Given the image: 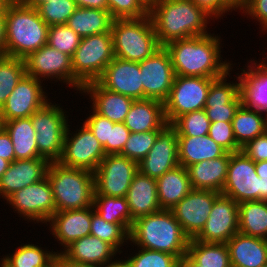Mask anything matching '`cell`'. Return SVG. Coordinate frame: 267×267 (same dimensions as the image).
I'll return each instance as SVG.
<instances>
[{"instance_id": "816d5d0a", "label": "cell", "mask_w": 267, "mask_h": 267, "mask_svg": "<svg viewBox=\"0 0 267 267\" xmlns=\"http://www.w3.org/2000/svg\"><path fill=\"white\" fill-rule=\"evenodd\" d=\"M130 134L131 132L124 123H114V126H110L109 155L120 154Z\"/></svg>"}, {"instance_id": "f5cc1de1", "label": "cell", "mask_w": 267, "mask_h": 267, "mask_svg": "<svg viewBox=\"0 0 267 267\" xmlns=\"http://www.w3.org/2000/svg\"><path fill=\"white\" fill-rule=\"evenodd\" d=\"M241 151L254 162L267 161V131L250 140Z\"/></svg>"}, {"instance_id": "5b68a950", "label": "cell", "mask_w": 267, "mask_h": 267, "mask_svg": "<svg viewBox=\"0 0 267 267\" xmlns=\"http://www.w3.org/2000/svg\"><path fill=\"white\" fill-rule=\"evenodd\" d=\"M46 176L52 188L56 212L93 206L95 194L93 172L50 162Z\"/></svg>"}, {"instance_id": "8d00e7d4", "label": "cell", "mask_w": 267, "mask_h": 267, "mask_svg": "<svg viewBox=\"0 0 267 267\" xmlns=\"http://www.w3.org/2000/svg\"><path fill=\"white\" fill-rule=\"evenodd\" d=\"M93 207L105 221L120 224L130 233L134 221L126 197L94 195Z\"/></svg>"}, {"instance_id": "c3c4849f", "label": "cell", "mask_w": 267, "mask_h": 267, "mask_svg": "<svg viewBox=\"0 0 267 267\" xmlns=\"http://www.w3.org/2000/svg\"><path fill=\"white\" fill-rule=\"evenodd\" d=\"M208 135L227 152L242 150L235 140L232 122H211Z\"/></svg>"}, {"instance_id": "a7ac6f4b", "label": "cell", "mask_w": 267, "mask_h": 267, "mask_svg": "<svg viewBox=\"0 0 267 267\" xmlns=\"http://www.w3.org/2000/svg\"><path fill=\"white\" fill-rule=\"evenodd\" d=\"M10 164H11L10 161L0 158V179L3 176V174L7 171V169L9 168Z\"/></svg>"}, {"instance_id": "9a60e30c", "label": "cell", "mask_w": 267, "mask_h": 267, "mask_svg": "<svg viewBox=\"0 0 267 267\" xmlns=\"http://www.w3.org/2000/svg\"><path fill=\"white\" fill-rule=\"evenodd\" d=\"M143 85V99L164 102L170 93L175 78L169 52L162 46L152 56L139 62Z\"/></svg>"}, {"instance_id": "680465c9", "label": "cell", "mask_w": 267, "mask_h": 267, "mask_svg": "<svg viewBox=\"0 0 267 267\" xmlns=\"http://www.w3.org/2000/svg\"><path fill=\"white\" fill-rule=\"evenodd\" d=\"M60 258L63 261L64 267H102V266L93 265V264H85V263H77V262L68 261L61 253H60Z\"/></svg>"}, {"instance_id": "30bf717a", "label": "cell", "mask_w": 267, "mask_h": 267, "mask_svg": "<svg viewBox=\"0 0 267 267\" xmlns=\"http://www.w3.org/2000/svg\"><path fill=\"white\" fill-rule=\"evenodd\" d=\"M24 63L28 76L41 81L46 79L53 81L55 79V83L59 80L60 83L63 82L79 93L83 87L73 75L71 56L52 48L49 44H45L40 49L30 53L24 58Z\"/></svg>"}, {"instance_id": "44dd1931", "label": "cell", "mask_w": 267, "mask_h": 267, "mask_svg": "<svg viewBox=\"0 0 267 267\" xmlns=\"http://www.w3.org/2000/svg\"><path fill=\"white\" fill-rule=\"evenodd\" d=\"M97 81L107 90L134 100L143 99V85L138 62L114 57Z\"/></svg>"}, {"instance_id": "be15d7a7", "label": "cell", "mask_w": 267, "mask_h": 267, "mask_svg": "<svg viewBox=\"0 0 267 267\" xmlns=\"http://www.w3.org/2000/svg\"><path fill=\"white\" fill-rule=\"evenodd\" d=\"M236 10H241L249 3L250 0H227Z\"/></svg>"}, {"instance_id": "8fae6325", "label": "cell", "mask_w": 267, "mask_h": 267, "mask_svg": "<svg viewBox=\"0 0 267 267\" xmlns=\"http://www.w3.org/2000/svg\"><path fill=\"white\" fill-rule=\"evenodd\" d=\"M6 202L13 211L28 222L48 225V220L55 214L53 192L47 176L34 184L26 186L12 195ZM36 221V222H35Z\"/></svg>"}, {"instance_id": "e0dca14e", "label": "cell", "mask_w": 267, "mask_h": 267, "mask_svg": "<svg viewBox=\"0 0 267 267\" xmlns=\"http://www.w3.org/2000/svg\"><path fill=\"white\" fill-rule=\"evenodd\" d=\"M238 232V203L234 199L220 194L212 205L203 229L194 240L204 243H227Z\"/></svg>"}, {"instance_id": "f6af8a7d", "label": "cell", "mask_w": 267, "mask_h": 267, "mask_svg": "<svg viewBox=\"0 0 267 267\" xmlns=\"http://www.w3.org/2000/svg\"><path fill=\"white\" fill-rule=\"evenodd\" d=\"M160 132L161 131H147L131 133L119 155L139 163L151 150Z\"/></svg>"}, {"instance_id": "52a82bcc", "label": "cell", "mask_w": 267, "mask_h": 267, "mask_svg": "<svg viewBox=\"0 0 267 267\" xmlns=\"http://www.w3.org/2000/svg\"><path fill=\"white\" fill-rule=\"evenodd\" d=\"M60 106L49 101L31 116L36 131L38 154L49 162H58L60 159L66 130L70 123L67 118L69 116L66 115L67 110Z\"/></svg>"}, {"instance_id": "74e56055", "label": "cell", "mask_w": 267, "mask_h": 267, "mask_svg": "<svg viewBox=\"0 0 267 267\" xmlns=\"http://www.w3.org/2000/svg\"><path fill=\"white\" fill-rule=\"evenodd\" d=\"M187 254L198 267H232L226 243H204L190 239Z\"/></svg>"}, {"instance_id": "003e7915", "label": "cell", "mask_w": 267, "mask_h": 267, "mask_svg": "<svg viewBox=\"0 0 267 267\" xmlns=\"http://www.w3.org/2000/svg\"><path fill=\"white\" fill-rule=\"evenodd\" d=\"M48 1L49 0H25L23 4L37 9L41 4L47 3Z\"/></svg>"}, {"instance_id": "e7e4bbea", "label": "cell", "mask_w": 267, "mask_h": 267, "mask_svg": "<svg viewBox=\"0 0 267 267\" xmlns=\"http://www.w3.org/2000/svg\"><path fill=\"white\" fill-rule=\"evenodd\" d=\"M44 267H64L63 261L60 258V253H58L48 264Z\"/></svg>"}, {"instance_id": "4fadbf2b", "label": "cell", "mask_w": 267, "mask_h": 267, "mask_svg": "<svg viewBox=\"0 0 267 267\" xmlns=\"http://www.w3.org/2000/svg\"><path fill=\"white\" fill-rule=\"evenodd\" d=\"M138 172V163L127 157L106 155L93 172L95 194L125 197L134 175Z\"/></svg>"}, {"instance_id": "60d3db41", "label": "cell", "mask_w": 267, "mask_h": 267, "mask_svg": "<svg viewBox=\"0 0 267 267\" xmlns=\"http://www.w3.org/2000/svg\"><path fill=\"white\" fill-rule=\"evenodd\" d=\"M90 235L111 244L120 254L124 243L129 242V233L120 225L105 221L91 206ZM122 247V248H120Z\"/></svg>"}, {"instance_id": "b9f144b4", "label": "cell", "mask_w": 267, "mask_h": 267, "mask_svg": "<svg viewBox=\"0 0 267 267\" xmlns=\"http://www.w3.org/2000/svg\"><path fill=\"white\" fill-rule=\"evenodd\" d=\"M210 123L205 110L200 109L177 117L170 125L178 137H199L209 133Z\"/></svg>"}, {"instance_id": "ffe728a7", "label": "cell", "mask_w": 267, "mask_h": 267, "mask_svg": "<svg viewBox=\"0 0 267 267\" xmlns=\"http://www.w3.org/2000/svg\"><path fill=\"white\" fill-rule=\"evenodd\" d=\"M178 165V134L168 124L158 134L148 154L138 163V171L150 178L158 179Z\"/></svg>"}, {"instance_id": "ee69618b", "label": "cell", "mask_w": 267, "mask_h": 267, "mask_svg": "<svg viewBox=\"0 0 267 267\" xmlns=\"http://www.w3.org/2000/svg\"><path fill=\"white\" fill-rule=\"evenodd\" d=\"M77 9L74 0H49L41 4L37 11L48 26L66 24Z\"/></svg>"}, {"instance_id": "9f6ffc18", "label": "cell", "mask_w": 267, "mask_h": 267, "mask_svg": "<svg viewBox=\"0 0 267 267\" xmlns=\"http://www.w3.org/2000/svg\"><path fill=\"white\" fill-rule=\"evenodd\" d=\"M77 7L107 9V0H74Z\"/></svg>"}, {"instance_id": "d4e9b609", "label": "cell", "mask_w": 267, "mask_h": 267, "mask_svg": "<svg viewBox=\"0 0 267 267\" xmlns=\"http://www.w3.org/2000/svg\"><path fill=\"white\" fill-rule=\"evenodd\" d=\"M81 94L89 95L90 106L98 114L114 123H123L134 99L105 89L98 81L83 85ZM93 101V102H92Z\"/></svg>"}, {"instance_id": "d6986e66", "label": "cell", "mask_w": 267, "mask_h": 267, "mask_svg": "<svg viewBox=\"0 0 267 267\" xmlns=\"http://www.w3.org/2000/svg\"><path fill=\"white\" fill-rule=\"evenodd\" d=\"M232 69L233 67L211 82L204 108L210 122H232L236 110L242 104L239 73H236L238 83L237 81L226 82Z\"/></svg>"}, {"instance_id": "34e18365", "label": "cell", "mask_w": 267, "mask_h": 267, "mask_svg": "<svg viewBox=\"0 0 267 267\" xmlns=\"http://www.w3.org/2000/svg\"><path fill=\"white\" fill-rule=\"evenodd\" d=\"M3 128V123H2V119H1V116H0V130Z\"/></svg>"}, {"instance_id": "d6a6232c", "label": "cell", "mask_w": 267, "mask_h": 267, "mask_svg": "<svg viewBox=\"0 0 267 267\" xmlns=\"http://www.w3.org/2000/svg\"><path fill=\"white\" fill-rule=\"evenodd\" d=\"M3 128L12 140L15 160L42 158L38 154L36 131L33 128L31 117L5 121Z\"/></svg>"}, {"instance_id": "f35d334b", "label": "cell", "mask_w": 267, "mask_h": 267, "mask_svg": "<svg viewBox=\"0 0 267 267\" xmlns=\"http://www.w3.org/2000/svg\"><path fill=\"white\" fill-rule=\"evenodd\" d=\"M59 251H49V249H43L36 244H23L20 245L15 252L10 255L3 256V260L10 267H44L48 264Z\"/></svg>"}, {"instance_id": "7dc6e473", "label": "cell", "mask_w": 267, "mask_h": 267, "mask_svg": "<svg viewBox=\"0 0 267 267\" xmlns=\"http://www.w3.org/2000/svg\"><path fill=\"white\" fill-rule=\"evenodd\" d=\"M107 10L114 19L142 18L149 9L140 0H107Z\"/></svg>"}, {"instance_id": "7a4b0ae2", "label": "cell", "mask_w": 267, "mask_h": 267, "mask_svg": "<svg viewBox=\"0 0 267 267\" xmlns=\"http://www.w3.org/2000/svg\"><path fill=\"white\" fill-rule=\"evenodd\" d=\"M149 16L161 46L178 39L207 35V24L212 21L191 0H157L149 9Z\"/></svg>"}, {"instance_id": "f1b7e54d", "label": "cell", "mask_w": 267, "mask_h": 267, "mask_svg": "<svg viewBox=\"0 0 267 267\" xmlns=\"http://www.w3.org/2000/svg\"><path fill=\"white\" fill-rule=\"evenodd\" d=\"M232 267H261L267 263V240L236 233L226 243Z\"/></svg>"}, {"instance_id": "3957f363", "label": "cell", "mask_w": 267, "mask_h": 267, "mask_svg": "<svg viewBox=\"0 0 267 267\" xmlns=\"http://www.w3.org/2000/svg\"><path fill=\"white\" fill-rule=\"evenodd\" d=\"M130 245L148 250L167 252L179 260L187 253L190 238L183 231L171 210L161 209L133 222L129 233Z\"/></svg>"}, {"instance_id": "91938a15", "label": "cell", "mask_w": 267, "mask_h": 267, "mask_svg": "<svg viewBox=\"0 0 267 267\" xmlns=\"http://www.w3.org/2000/svg\"><path fill=\"white\" fill-rule=\"evenodd\" d=\"M255 170L259 177L267 178V161L255 162Z\"/></svg>"}, {"instance_id": "6da1fadb", "label": "cell", "mask_w": 267, "mask_h": 267, "mask_svg": "<svg viewBox=\"0 0 267 267\" xmlns=\"http://www.w3.org/2000/svg\"><path fill=\"white\" fill-rule=\"evenodd\" d=\"M209 34L178 39L164 47L169 52L175 75L218 78L232 68L221 55V38ZM222 59V60H221Z\"/></svg>"}, {"instance_id": "ba28073f", "label": "cell", "mask_w": 267, "mask_h": 267, "mask_svg": "<svg viewBox=\"0 0 267 267\" xmlns=\"http://www.w3.org/2000/svg\"><path fill=\"white\" fill-rule=\"evenodd\" d=\"M71 59L73 75L82 85L97 81L114 59L111 32L81 38Z\"/></svg>"}, {"instance_id": "753ad0ef", "label": "cell", "mask_w": 267, "mask_h": 267, "mask_svg": "<svg viewBox=\"0 0 267 267\" xmlns=\"http://www.w3.org/2000/svg\"><path fill=\"white\" fill-rule=\"evenodd\" d=\"M0 267H10V266L1 258Z\"/></svg>"}, {"instance_id": "83f0119b", "label": "cell", "mask_w": 267, "mask_h": 267, "mask_svg": "<svg viewBox=\"0 0 267 267\" xmlns=\"http://www.w3.org/2000/svg\"><path fill=\"white\" fill-rule=\"evenodd\" d=\"M125 197L133 221L161 210L156 179L143 175L139 171L134 175Z\"/></svg>"}, {"instance_id": "5bb4252c", "label": "cell", "mask_w": 267, "mask_h": 267, "mask_svg": "<svg viewBox=\"0 0 267 267\" xmlns=\"http://www.w3.org/2000/svg\"><path fill=\"white\" fill-rule=\"evenodd\" d=\"M221 194L234 199L238 204L260 200V177L256 174L255 162L242 151L230 154L227 178Z\"/></svg>"}, {"instance_id": "4dcf8cb0", "label": "cell", "mask_w": 267, "mask_h": 267, "mask_svg": "<svg viewBox=\"0 0 267 267\" xmlns=\"http://www.w3.org/2000/svg\"><path fill=\"white\" fill-rule=\"evenodd\" d=\"M157 195L161 209L170 210L191 190L187 168L178 165L156 179Z\"/></svg>"}, {"instance_id": "cb8c5ba5", "label": "cell", "mask_w": 267, "mask_h": 267, "mask_svg": "<svg viewBox=\"0 0 267 267\" xmlns=\"http://www.w3.org/2000/svg\"><path fill=\"white\" fill-rule=\"evenodd\" d=\"M50 234L64 249L72 242L90 235L91 229V206L55 212L48 220Z\"/></svg>"}, {"instance_id": "8c879c8a", "label": "cell", "mask_w": 267, "mask_h": 267, "mask_svg": "<svg viewBox=\"0 0 267 267\" xmlns=\"http://www.w3.org/2000/svg\"><path fill=\"white\" fill-rule=\"evenodd\" d=\"M8 4L9 3H23L25 0H5Z\"/></svg>"}, {"instance_id": "ab89813d", "label": "cell", "mask_w": 267, "mask_h": 267, "mask_svg": "<svg viewBox=\"0 0 267 267\" xmlns=\"http://www.w3.org/2000/svg\"><path fill=\"white\" fill-rule=\"evenodd\" d=\"M25 74L24 59L0 54V109Z\"/></svg>"}, {"instance_id": "836d02e7", "label": "cell", "mask_w": 267, "mask_h": 267, "mask_svg": "<svg viewBox=\"0 0 267 267\" xmlns=\"http://www.w3.org/2000/svg\"><path fill=\"white\" fill-rule=\"evenodd\" d=\"M113 20L107 9L77 7L66 25L83 38L110 32Z\"/></svg>"}, {"instance_id": "4316f807", "label": "cell", "mask_w": 267, "mask_h": 267, "mask_svg": "<svg viewBox=\"0 0 267 267\" xmlns=\"http://www.w3.org/2000/svg\"><path fill=\"white\" fill-rule=\"evenodd\" d=\"M123 123L131 133L162 131L168 125L164 102L155 99L134 100Z\"/></svg>"}, {"instance_id": "6f0895ef", "label": "cell", "mask_w": 267, "mask_h": 267, "mask_svg": "<svg viewBox=\"0 0 267 267\" xmlns=\"http://www.w3.org/2000/svg\"><path fill=\"white\" fill-rule=\"evenodd\" d=\"M0 54L5 55V11H0Z\"/></svg>"}, {"instance_id": "2644e50d", "label": "cell", "mask_w": 267, "mask_h": 267, "mask_svg": "<svg viewBox=\"0 0 267 267\" xmlns=\"http://www.w3.org/2000/svg\"><path fill=\"white\" fill-rule=\"evenodd\" d=\"M8 3L5 0H0V11H5V7Z\"/></svg>"}, {"instance_id": "681fc988", "label": "cell", "mask_w": 267, "mask_h": 267, "mask_svg": "<svg viewBox=\"0 0 267 267\" xmlns=\"http://www.w3.org/2000/svg\"><path fill=\"white\" fill-rule=\"evenodd\" d=\"M90 109L92 110V112L90 113L92 115H89L84 123L98 139L99 143L104 149L105 154L109 155L110 126H114V122L109 120L107 117L98 114L91 107Z\"/></svg>"}, {"instance_id": "94428289", "label": "cell", "mask_w": 267, "mask_h": 267, "mask_svg": "<svg viewBox=\"0 0 267 267\" xmlns=\"http://www.w3.org/2000/svg\"><path fill=\"white\" fill-rule=\"evenodd\" d=\"M260 200L267 201V178L260 177Z\"/></svg>"}, {"instance_id": "db71d44e", "label": "cell", "mask_w": 267, "mask_h": 267, "mask_svg": "<svg viewBox=\"0 0 267 267\" xmlns=\"http://www.w3.org/2000/svg\"><path fill=\"white\" fill-rule=\"evenodd\" d=\"M243 11V12H242ZM241 13L248 15L252 20H257L262 30L267 31V0H250L249 3L242 9Z\"/></svg>"}, {"instance_id": "277c9868", "label": "cell", "mask_w": 267, "mask_h": 267, "mask_svg": "<svg viewBox=\"0 0 267 267\" xmlns=\"http://www.w3.org/2000/svg\"><path fill=\"white\" fill-rule=\"evenodd\" d=\"M49 26L34 7L9 3L5 7V55L26 58L48 42Z\"/></svg>"}, {"instance_id": "f546056e", "label": "cell", "mask_w": 267, "mask_h": 267, "mask_svg": "<svg viewBox=\"0 0 267 267\" xmlns=\"http://www.w3.org/2000/svg\"><path fill=\"white\" fill-rule=\"evenodd\" d=\"M230 152L223 156L187 167L192 189L214 190L221 193L227 178Z\"/></svg>"}, {"instance_id": "7bdbcfd3", "label": "cell", "mask_w": 267, "mask_h": 267, "mask_svg": "<svg viewBox=\"0 0 267 267\" xmlns=\"http://www.w3.org/2000/svg\"><path fill=\"white\" fill-rule=\"evenodd\" d=\"M136 249L138 251L133 256L125 258L129 267H180V260L175 255L140 247Z\"/></svg>"}, {"instance_id": "6125c7cd", "label": "cell", "mask_w": 267, "mask_h": 267, "mask_svg": "<svg viewBox=\"0 0 267 267\" xmlns=\"http://www.w3.org/2000/svg\"><path fill=\"white\" fill-rule=\"evenodd\" d=\"M180 267H198V264L186 253L180 260Z\"/></svg>"}, {"instance_id": "03108f58", "label": "cell", "mask_w": 267, "mask_h": 267, "mask_svg": "<svg viewBox=\"0 0 267 267\" xmlns=\"http://www.w3.org/2000/svg\"><path fill=\"white\" fill-rule=\"evenodd\" d=\"M102 267H129L128 263L125 261V259H119L114 260L111 263L105 264Z\"/></svg>"}, {"instance_id": "f907efd6", "label": "cell", "mask_w": 267, "mask_h": 267, "mask_svg": "<svg viewBox=\"0 0 267 267\" xmlns=\"http://www.w3.org/2000/svg\"><path fill=\"white\" fill-rule=\"evenodd\" d=\"M200 7L212 20L223 19L227 12L232 13L236 9L227 0H191ZM223 16V17H222ZM222 17V18H221Z\"/></svg>"}, {"instance_id": "7402d4cb", "label": "cell", "mask_w": 267, "mask_h": 267, "mask_svg": "<svg viewBox=\"0 0 267 267\" xmlns=\"http://www.w3.org/2000/svg\"><path fill=\"white\" fill-rule=\"evenodd\" d=\"M50 162L45 158L14 160L0 179V198L44 179Z\"/></svg>"}, {"instance_id": "1f68e13d", "label": "cell", "mask_w": 267, "mask_h": 267, "mask_svg": "<svg viewBox=\"0 0 267 267\" xmlns=\"http://www.w3.org/2000/svg\"><path fill=\"white\" fill-rule=\"evenodd\" d=\"M226 152L208 134L199 137H178L179 165L184 168L201 161L218 158Z\"/></svg>"}, {"instance_id": "8992f818", "label": "cell", "mask_w": 267, "mask_h": 267, "mask_svg": "<svg viewBox=\"0 0 267 267\" xmlns=\"http://www.w3.org/2000/svg\"><path fill=\"white\" fill-rule=\"evenodd\" d=\"M110 32L114 57L119 59L139 63L162 47L149 15L114 19Z\"/></svg>"}, {"instance_id": "9c48e42d", "label": "cell", "mask_w": 267, "mask_h": 267, "mask_svg": "<svg viewBox=\"0 0 267 267\" xmlns=\"http://www.w3.org/2000/svg\"><path fill=\"white\" fill-rule=\"evenodd\" d=\"M215 78L176 75L164 101L165 118L171 124L177 117L204 109L211 82Z\"/></svg>"}, {"instance_id": "603a6c76", "label": "cell", "mask_w": 267, "mask_h": 267, "mask_svg": "<svg viewBox=\"0 0 267 267\" xmlns=\"http://www.w3.org/2000/svg\"><path fill=\"white\" fill-rule=\"evenodd\" d=\"M264 58H266L264 60ZM259 63L250 60L239 75L242 104L250 109L267 113V56Z\"/></svg>"}, {"instance_id": "ac0fdd59", "label": "cell", "mask_w": 267, "mask_h": 267, "mask_svg": "<svg viewBox=\"0 0 267 267\" xmlns=\"http://www.w3.org/2000/svg\"><path fill=\"white\" fill-rule=\"evenodd\" d=\"M220 194L214 190L192 189L170 209L190 239H194L201 232L212 205Z\"/></svg>"}, {"instance_id": "d590c367", "label": "cell", "mask_w": 267, "mask_h": 267, "mask_svg": "<svg viewBox=\"0 0 267 267\" xmlns=\"http://www.w3.org/2000/svg\"><path fill=\"white\" fill-rule=\"evenodd\" d=\"M239 233L267 240V201H247L238 204Z\"/></svg>"}, {"instance_id": "bcb514c9", "label": "cell", "mask_w": 267, "mask_h": 267, "mask_svg": "<svg viewBox=\"0 0 267 267\" xmlns=\"http://www.w3.org/2000/svg\"><path fill=\"white\" fill-rule=\"evenodd\" d=\"M81 37L66 24L49 26L48 42L52 48L73 56Z\"/></svg>"}, {"instance_id": "7c38bea8", "label": "cell", "mask_w": 267, "mask_h": 267, "mask_svg": "<svg viewBox=\"0 0 267 267\" xmlns=\"http://www.w3.org/2000/svg\"><path fill=\"white\" fill-rule=\"evenodd\" d=\"M68 125L63 151L58 163L70 168H80L94 172L106 156L103 147L93 132L83 122L75 133H70Z\"/></svg>"}, {"instance_id": "89a4df30", "label": "cell", "mask_w": 267, "mask_h": 267, "mask_svg": "<svg viewBox=\"0 0 267 267\" xmlns=\"http://www.w3.org/2000/svg\"><path fill=\"white\" fill-rule=\"evenodd\" d=\"M148 9H150L157 0H140Z\"/></svg>"}, {"instance_id": "11a10c76", "label": "cell", "mask_w": 267, "mask_h": 267, "mask_svg": "<svg viewBox=\"0 0 267 267\" xmlns=\"http://www.w3.org/2000/svg\"><path fill=\"white\" fill-rule=\"evenodd\" d=\"M0 158L11 163L15 160L12 140L4 128L0 130Z\"/></svg>"}, {"instance_id": "e575fe53", "label": "cell", "mask_w": 267, "mask_h": 267, "mask_svg": "<svg viewBox=\"0 0 267 267\" xmlns=\"http://www.w3.org/2000/svg\"><path fill=\"white\" fill-rule=\"evenodd\" d=\"M264 114L266 113L247 108L243 104L236 110L232 128L235 140L241 148L267 131V115Z\"/></svg>"}, {"instance_id": "2e32d148", "label": "cell", "mask_w": 267, "mask_h": 267, "mask_svg": "<svg viewBox=\"0 0 267 267\" xmlns=\"http://www.w3.org/2000/svg\"><path fill=\"white\" fill-rule=\"evenodd\" d=\"M42 83L43 81L25 74L0 109L2 123L17 118L31 117L49 102L46 87H43Z\"/></svg>"}, {"instance_id": "484cf974", "label": "cell", "mask_w": 267, "mask_h": 267, "mask_svg": "<svg viewBox=\"0 0 267 267\" xmlns=\"http://www.w3.org/2000/svg\"><path fill=\"white\" fill-rule=\"evenodd\" d=\"M58 253L71 262L98 266L113 262L117 253L119 254L111 244L92 235L79 238Z\"/></svg>"}]
</instances>
